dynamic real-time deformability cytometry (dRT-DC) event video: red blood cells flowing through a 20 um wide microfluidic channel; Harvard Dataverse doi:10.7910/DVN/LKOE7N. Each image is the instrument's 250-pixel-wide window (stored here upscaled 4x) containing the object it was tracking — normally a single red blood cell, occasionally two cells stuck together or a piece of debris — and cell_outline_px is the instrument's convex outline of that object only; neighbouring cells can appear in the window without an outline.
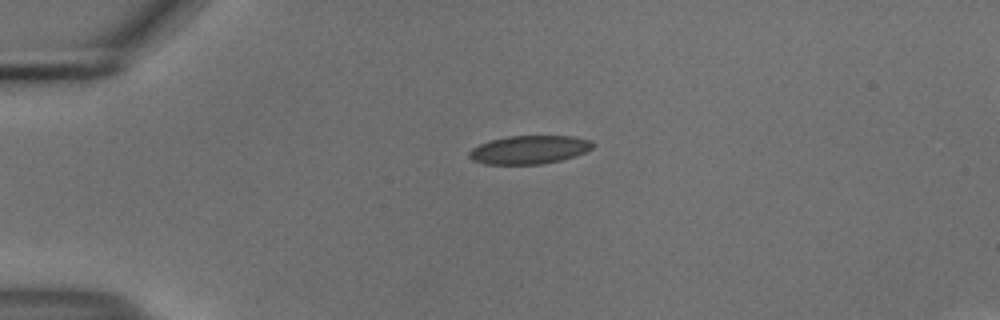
{"species": "common noctule bat (a hibernating species)", "species_latin": "Nyctalus noctula", "temperature_condition": "cold", "stored_images_in_passage": 36, "camera_frame_rate_fps": 3000, "um_per_image_px": 0.085, "animal": {"sex": "male", "body_mass_g": 18.8}, "frame": {"image": 1, "passage_image": 1, "time_ms": 0.0, "image_size_px": [1000, 320], "cell_outline_px": [[596, 144], [592, 148], [584, 152], [560, 160], [540, 164], [484, 164], [472, 160], [468, 156], [468, 152], [472, 148], [480, 144], [492, 140], [508, 136], [572, 136], [592, 140]], "centroid_in_image_um": [44.98, 12.72], "position_along_channel_um": 40.0, "area_um2": 20.35}}
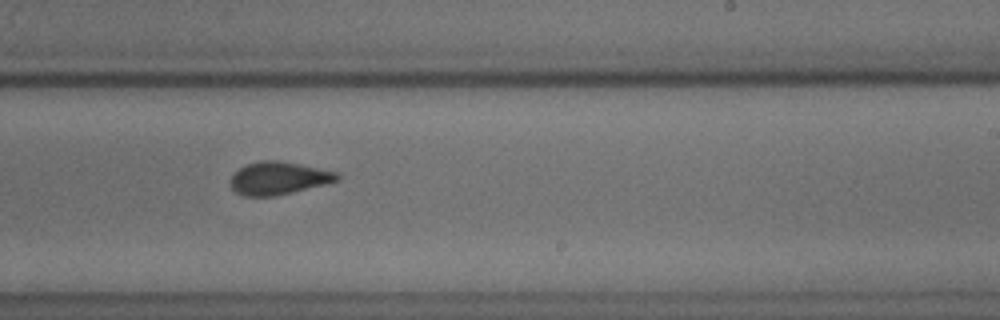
{"frame": {"image": 2, "passage_image": 22, "time_ms": 7.0, "image_size_px": [1000, 320], "cell_outline_px": [[340, 180], [328, 184], [292, 192], [272, 196], [244, 196], [236, 192], [232, 188], [232, 176], [240, 168], [248, 164], [260, 160], [280, 160], [300, 164], [336, 172], [340, 176]], "centroid_in_image_um": [23.72, 15.14], "position_along_channel_um": 265.3, "area_um2": 20.23}}
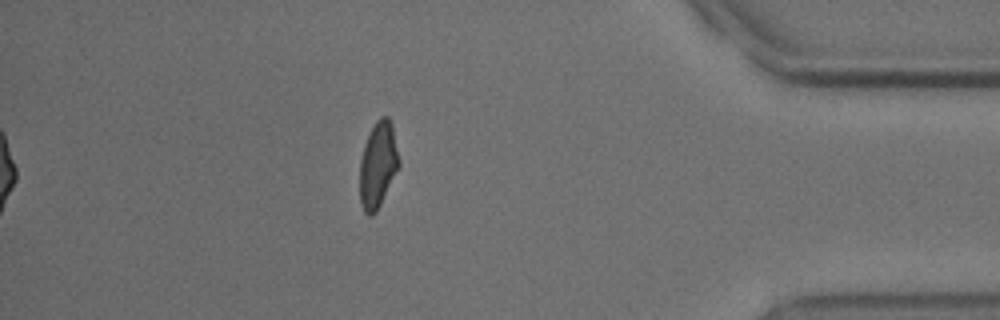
{"frame": {"image": 3, "passage_image": 36, "time_ms": 11.667, "image_size_px": [1000, 320], "cell_outline_px": [[400, 164], [376, 212], [372, 216], [368, 216], [364, 212], [360, 204], [360, 160], [364, 144], [376, 120], [380, 116], [388, 116], [392, 124], [400, 160]], "centroid_in_image_um": [32.12, 14.0], "position_along_channel_um": 403.1, "area_um2": 19.59}, "authors_computed_cell_mechanics": {"area_um2": 20.7213, "velocity_mm_per_s": 3.7111, "shape_relaxation_time_tau1_ms": 4.3587, "shape_relaxation_time_tau2_ms": 1.3898, "deformation_change_tau1": 0.1153, "deformation_change_tau2": 0.0779}}